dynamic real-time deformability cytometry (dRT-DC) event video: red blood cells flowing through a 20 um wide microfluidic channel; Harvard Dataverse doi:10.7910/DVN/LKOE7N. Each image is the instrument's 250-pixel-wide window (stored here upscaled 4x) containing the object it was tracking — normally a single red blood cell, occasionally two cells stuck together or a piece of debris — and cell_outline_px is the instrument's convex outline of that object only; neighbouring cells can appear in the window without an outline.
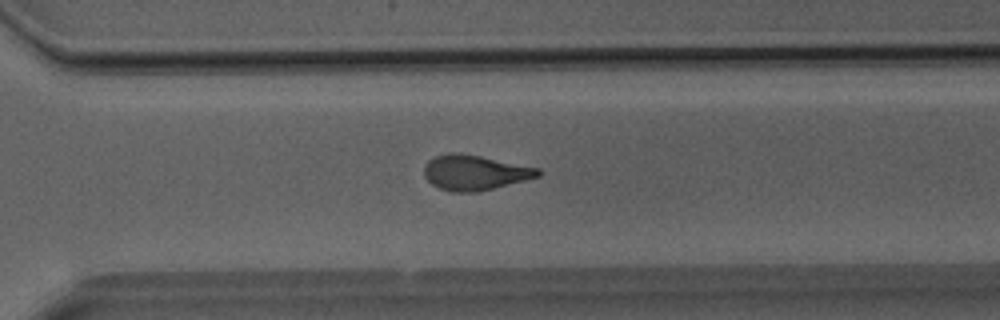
{"species": "Egyptian fruit bat (a non-hibernating species)", "species_latin": "Rousettus aegyptiacus", "temperature_condition": "room temperature", "stored_images_in_passage": 26, "camera_frame_rate_fps": 3000, "um_per_image_px": 0.085, "animal": {"sex": "male"}, "frame": {"image": 1, "passage_image": 19, "time_ms": 6.0, "image_size_px": [1000, 320], "cell_outline_px": [[544, 172], [540, 176], [476, 192], [452, 192], [440, 188], [432, 184], [424, 176], [424, 164], [428, 160], [436, 156], [448, 152], [460, 152], [540, 168]], "centroid_in_image_um": [40.34, 14.65], "position_along_channel_um": 330.3, "area_um2": 23.29}}
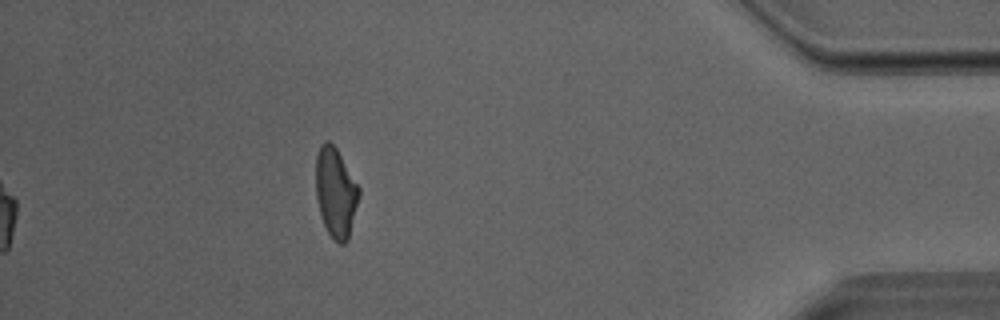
{"frame": {"image": 2, "passage_image": 26, "time_ms": 8.333, "image_size_px": [1000, 320], "cell_outline_px": [[360, 196], [348, 240], [344, 244], [340, 244], [332, 240], [320, 216], [316, 196], [316, 156], [320, 144], [324, 140], [328, 140], [336, 148], [360, 188]], "centroid_in_image_um": [28.53, 16.38], "position_along_channel_um": 406.7, "area_um2": 22.72}}